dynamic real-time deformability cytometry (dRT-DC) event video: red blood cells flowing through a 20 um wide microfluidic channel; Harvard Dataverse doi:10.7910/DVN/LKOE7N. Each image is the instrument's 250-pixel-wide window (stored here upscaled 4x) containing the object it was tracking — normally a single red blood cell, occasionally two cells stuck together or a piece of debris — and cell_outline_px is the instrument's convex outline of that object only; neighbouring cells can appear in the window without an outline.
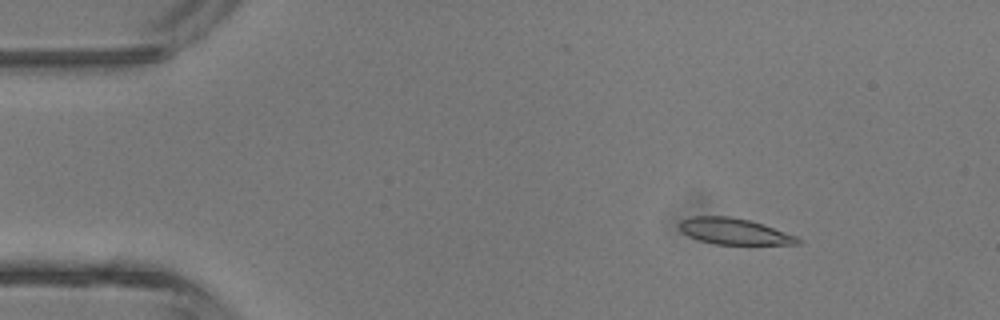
{"species": "common noctule bat (a hibernating species)", "species_latin": "Nyctalus noctula", "temperature_condition": "room temperature", "stored_images_in_passage": 5, "camera_frame_rate_fps": 3000, "um_per_image_px": 0.085, "animal": {"sex": "male", "body_mass_g": 13.3}, "frame": {"image": 1, "passage_image": 2, "time_ms": 1.0, "image_size_px": [1000, 320], "cell_outline_px": [[800, 244], [716, 244], [700, 240], [688, 236], [680, 228], [680, 220], [688, 216], [732, 216], [752, 220], [764, 224], [796, 236], [800, 240]], "centroid_in_image_um": [62.4, 19.64], "position_along_channel_um": 22.6, "area_um2": 18.03}}